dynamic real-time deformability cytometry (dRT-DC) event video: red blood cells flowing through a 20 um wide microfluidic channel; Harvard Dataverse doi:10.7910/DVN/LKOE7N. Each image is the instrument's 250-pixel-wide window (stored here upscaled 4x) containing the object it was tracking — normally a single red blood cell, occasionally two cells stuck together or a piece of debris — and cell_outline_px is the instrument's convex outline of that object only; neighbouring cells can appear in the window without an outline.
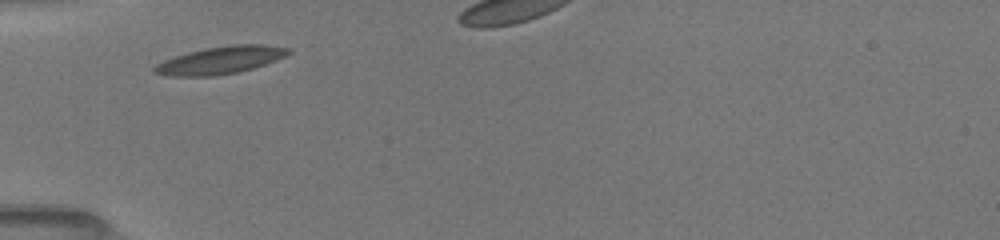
{"species": "common noctule bat (a hibernating species)", "species_latin": "Nyctalus noctula", "temperature_condition": "room temperature", "stored_images_in_passage": 5, "segment_of_instrument_passage": [1, 2], "camera_frame_rate_fps": 3000, "um_per_image_px": 0.085, "animal": {"sex": "female", "body_mass_g": 19.5, "forearm_length_mm": 54.1}, "frame": {"image": 1, "passage_image": 1, "time_ms": 0.0, "image_size_px": [1000, 240], "cell_outline_px": [[292, 52], [276, 60], [252, 68], [236, 72], [212, 76], [172, 76], [152, 72], [152, 68], [156, 64], [164, 60], [188, 52], [204, 48], [232, 44], [264, 44], [292, 48]], "centroid_in_image_um": [18.75, 5.1], "position_along_channel_um": 66.3, "area_um2": 21.39}}
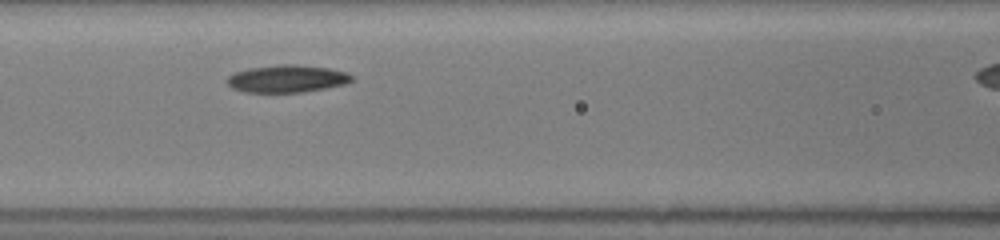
{"frame": {"image": 2, "passage_image": 3, "time_ms": 2.0, "image_size_px": [1000, 240], "cell_outline_px": [[352, 80], [344, 84], [304, 92], [244, 92], [232, 88], [228, 84], [228, 76], [236, 72], [248, 68], [276, 64], [296, 64], [328, 68], [348, 72], [352, 76]], "centroid_in_image_um": [24.39, 6.68], "position_along_channel_um": 142.2, "area_um2": 19.88}}
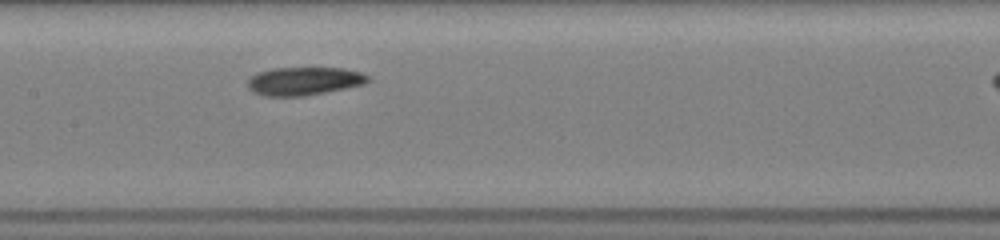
{"frame": {"image": 3, "passage_image": 4, "time_ms": 3.0, "image_size_px": [1000, 240], "cell_outline_px": [[372, 80], [364, 84], [304, 96], [264, 96], [252, 92], [248, 88], [248, 80], [256, 72], [272, 68], [344, 68], [364, 72]], "centroid_in_image_um": [25.84, 6.88], "position_along_channel_um": 181.6, "area_um2": 19.88}}